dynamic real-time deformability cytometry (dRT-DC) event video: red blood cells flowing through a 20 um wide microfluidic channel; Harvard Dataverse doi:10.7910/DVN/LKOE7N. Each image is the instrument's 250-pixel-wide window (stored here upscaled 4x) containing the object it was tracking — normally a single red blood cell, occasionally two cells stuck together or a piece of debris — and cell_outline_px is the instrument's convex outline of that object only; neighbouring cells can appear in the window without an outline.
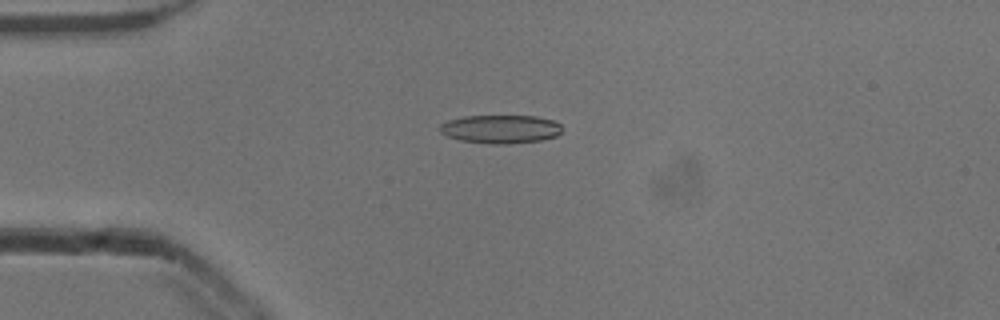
{"species": "common noctule bat (a hibernating species)", "species_latin": "Nyctalus noctula", "temperature_condition": "cold", "stored_images_in_passage": 52, "camera_frame_rate_fps": 3000, "um_per_image_px": 0.085, "animal": {"sex": "male", "body_mass_g": 13.3}, "frame": {"image": 1, "passage_image": 13, "time_ms": 4.0, "image_size_px": [1000, 320], "cell_outline_px": [[560, 132], [556, 136], [540, 140], [508, 144], [488, 144], [460, 140], [448, 136], [440, 132], [440, 124], [448, 120], [464, 116], [536, 116], [552, 120], [560, 124]], "centroid_in_image_um": [42.52, 10.97], "position_along_channel_um": 42.5, "area_um2": 20.17}}
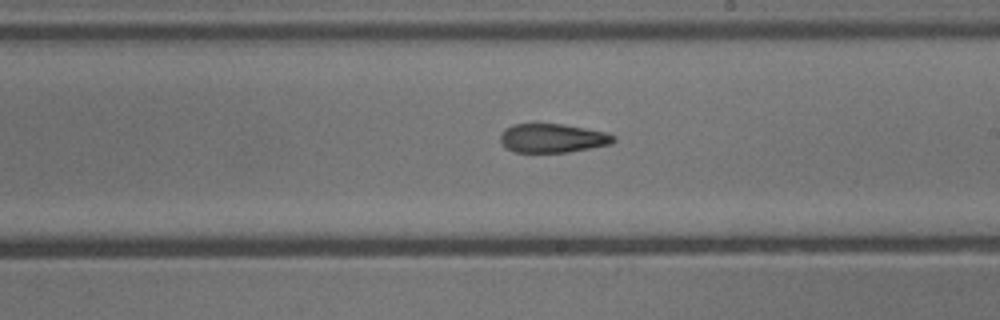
{"frame": {"image": 2, "passage_image": 30, "time_ms": 9.667, "image_size_px": [1000, 320], "cell_outline_px": [[616, 140], [612, 144], [568, 152], [516, 152], [508, 148], [500, 140], [500, 136], [512, 124], [564, 124], [608, 132], [616, 136]], "centroid_in_image_um": [47.05, 11.74], "position_along_channel_um": 241.9, "area_um2": 18.96}}
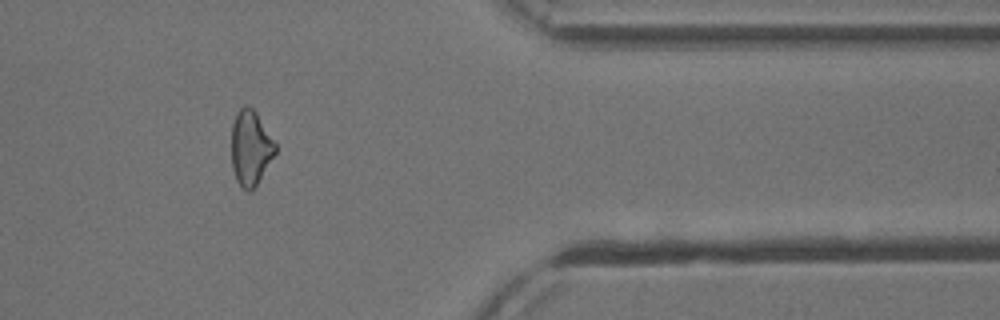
{"frame": {"image": 3, "passage_image": 43, "time_ms": 14.0, "image_size_px": [1000, 320], "cell_outline_px": [[276, 152], [252, 192], [248, 192], [236, 180], [232, 168], [232, 124], [236, 112], [244, 104], [248, 104], [256, 112], [276, 144]], "centroid_in_image_um": [21.29, 12.55], "position_along_channel_um": 390.1, "area_um2": 19.13}, "authors_computed_cell_mechanics": {"area_um2": 19.941, "velocity_mm_per_s": 3.9265, "shape_relaxation_time_tau1_ms": null, "shape_relaxation_time_tau2_ms": 5.5976, "deformation_change_tau1": null, "deformation_change_tau2": 0.143}}